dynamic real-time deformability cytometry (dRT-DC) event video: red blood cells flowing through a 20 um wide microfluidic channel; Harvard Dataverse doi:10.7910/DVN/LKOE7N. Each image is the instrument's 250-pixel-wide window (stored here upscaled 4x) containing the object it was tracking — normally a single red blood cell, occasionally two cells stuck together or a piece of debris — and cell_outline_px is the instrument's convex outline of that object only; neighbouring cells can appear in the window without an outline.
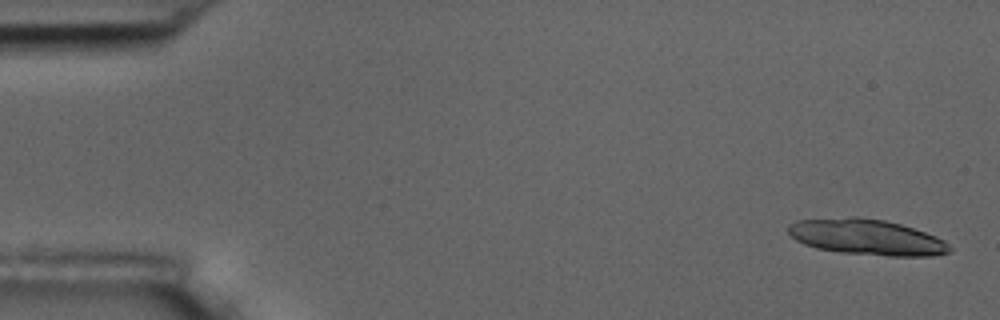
{"species": "common noctule bat (a hibernating species)", "species_latin": "Nyctalus noctula", "temperature_condition": "room temperature", "stored_images_in_passage": 5, "camera_frame_rate_fps": 3000, "um_per_image_px": 0.085, "animal": {"sex": "male", "body_mass_g": 17.5, "forearm_length_mm": 52.3}, "frame": {"image": 1, "passage_image": 1, "time_ms": 0.0, "image_size_px": [1000, 320], "cell_outline_px": [[952, 248], [948, 252], [932, 256], [888, 256], [840, 252], [816, 248], [804, 244], [796, 240], [788, 232], [788, 224], [796, 220], [848, 216], [856, 216], [884, 220], [900, 224], [936, 236], [944, 240]], "centroid_in_image_um": [73.64, 20.14], "position_along_channel_um": 11.4, "area_um2": 33.7}}